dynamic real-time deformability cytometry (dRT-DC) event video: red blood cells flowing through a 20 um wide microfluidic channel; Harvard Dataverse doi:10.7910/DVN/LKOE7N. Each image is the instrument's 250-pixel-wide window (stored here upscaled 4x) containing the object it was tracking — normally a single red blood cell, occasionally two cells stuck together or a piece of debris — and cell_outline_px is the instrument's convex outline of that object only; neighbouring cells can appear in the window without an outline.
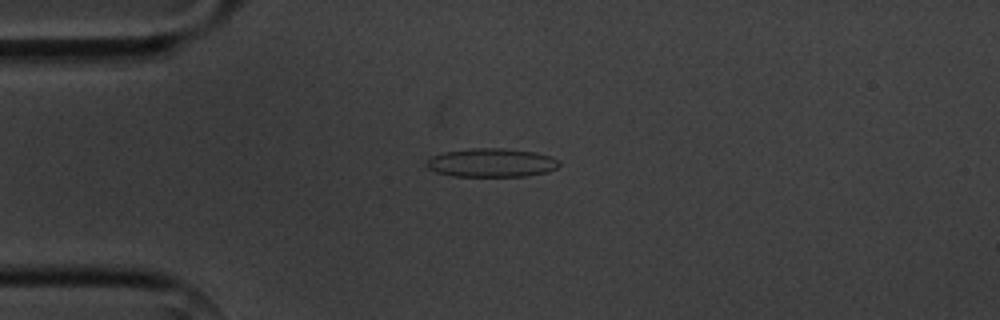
{"species": "common noctule bat (a hibernating species)", "species_latin": "Nyctalus noctula", "temperature_condition": "cold", "stored_images_in_passage": 3, "camera_frame_rate_fps": 3000, "um_per_image_px": 0.085, "animal": {"sex": "male", "body_mass_g": 20.1, "forearm_length_mm": 53.5}, "frame": {"image": 1, "passage_image": 1, "time_ms": 0.0, "image_size_px": [1000, 320], "cell_outline_px": [[560, 164], [556, 168], [548, 172], [524, 176], [452, 176], [436, 172], [428, 168], [424, 164], [424, 160], [432, 156], [444, 152], [472, 148], [504, 148], [536, 152], [552, 156], [560, 160]], "centroid_in_image_um": [41.77, 13.82], "position_along_channel_um": 43.2, "area_um2": 22.43}}